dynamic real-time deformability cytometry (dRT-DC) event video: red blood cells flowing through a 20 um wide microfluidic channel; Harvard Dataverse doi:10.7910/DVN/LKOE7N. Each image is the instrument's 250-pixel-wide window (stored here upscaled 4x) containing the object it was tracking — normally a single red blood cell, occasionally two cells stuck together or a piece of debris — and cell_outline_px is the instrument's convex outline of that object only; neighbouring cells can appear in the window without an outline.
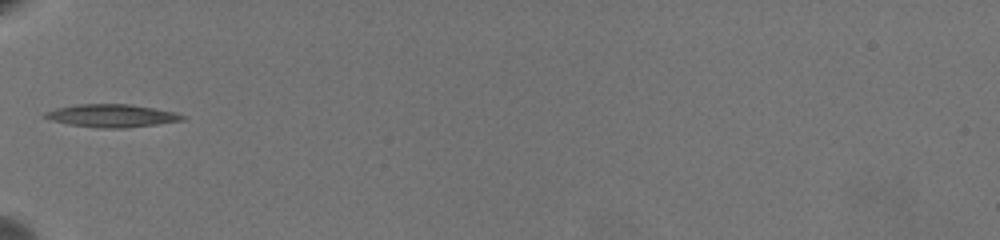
{"species": "common noctule bat (a hibernating species)", "species_latin": "Nyctalus noctula", "temperature_condition": "warm", "stored_images_in_passage": 38, "camera_frame_rate_fps": 3000, "um_per_image_px": 0.085, "animal": {"sex": "female", "body_mass_g": 19.5, "forearm_length_mm": 54.1}, "frame": {"image": 1, "passage_image": 1, "time_ms": 0.0, "image_size_px": [1000, 240], "cell_outline_px": [[188, 116], [184, 120], [156, 124], [124, 128], [96, 128], [68, 124], [52, 120], [40, 116], [44, 112], [56, 108], [76, 104], [128, 104], [176, 112]], "centroid_in_image_um": [9.47, 9.83], "position_along_channel_um": 75.5, "area_um2": 18.38}}
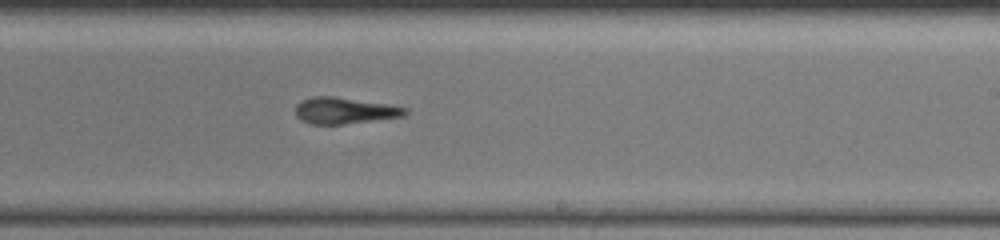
{"frame": {"image": 2, "passage_image": 17, "time_ms": 5.333, "image_size_px": [1000, 240], "cell_outline_px": [[408, 112], [404, 116], [340, 124], [308, 124], [300, 120], [296, 116], [296, 104], [300, 100], [312, 96], [336, 96], [388, 104], [408, 108]], "centroid_in_image_um": [29.24, 9.39], "position_along_channel_um": 259.8, "area_um2": 16.94}}
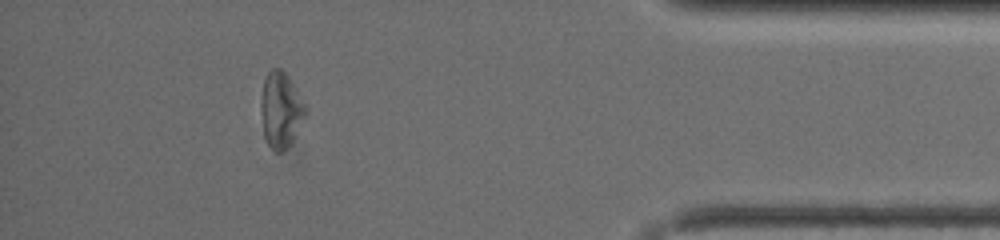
{"frame": {"image": 3, "passage_image": 33, "time_ms": 10.667, "image_size_px": [1000, 240], "cell_outline_px": [[308, 112], [292, 140], [284, 152], [276, 152], [268, 144], [264, 136], [260, 112], [260, 104], [264, 80], [268, 72], [272, 68], [280, 68], [288, 76], [304, 104]], "centroid_in_image_um": [23.85, 9.35], "position_along_channel_um": 411.4, "area_um2": 19.48}, "authors_computed_cell_mechanics": {"area_um2": 16.9354, "velocity_mm_per_s": 3.4977, "shape_relaxation_time_tau1_ms": 7.4703, "shape_relaxation_time_tau2_ms": 1.7887, "deformation_change_tau1": 0.2363, "deformation_change_tau2": 0.1345}}